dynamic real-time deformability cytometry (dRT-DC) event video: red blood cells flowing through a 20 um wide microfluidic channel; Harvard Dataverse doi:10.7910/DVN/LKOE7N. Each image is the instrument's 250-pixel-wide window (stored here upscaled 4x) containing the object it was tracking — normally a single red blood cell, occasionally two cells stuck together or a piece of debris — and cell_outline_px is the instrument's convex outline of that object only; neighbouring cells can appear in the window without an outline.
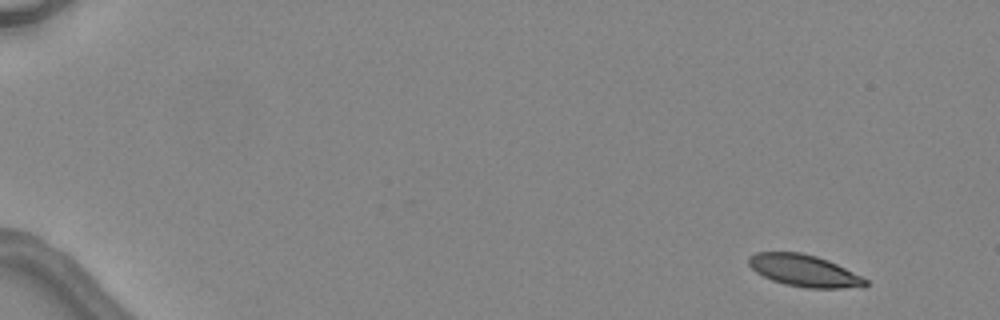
{"species": "common noctule bat (a hibernating species)", "species_latin": "Nyctalus noctula", "temperature_condition": "warm", "stored_images_in_passage": 5, "segment_of_instrument_passage": [1, 2], "camera_frame_rate_fps": 3000, "um_per_image_px": 0.085, "animal": {"sex": "female", "body_mass_g": 24.6, "forearm_length_mm": 56.2}, "frame": {"image": 1, "passage_image": 1, "time_ms": 0.0, "image_size_px": [1000, 320], "cell_outline_px": [[868, 284], [864, 288], [808, 288], [784, 284], [772, 280], [756, 272], [748, 264], [748, 256], [756, 252], [800, 252], [816, 256], [828, 260], [868, 280]], "centroid_in_image_um": [68.35, 23.01], "position_along_channel_um": 16.6, "area_um2": 21.68}}